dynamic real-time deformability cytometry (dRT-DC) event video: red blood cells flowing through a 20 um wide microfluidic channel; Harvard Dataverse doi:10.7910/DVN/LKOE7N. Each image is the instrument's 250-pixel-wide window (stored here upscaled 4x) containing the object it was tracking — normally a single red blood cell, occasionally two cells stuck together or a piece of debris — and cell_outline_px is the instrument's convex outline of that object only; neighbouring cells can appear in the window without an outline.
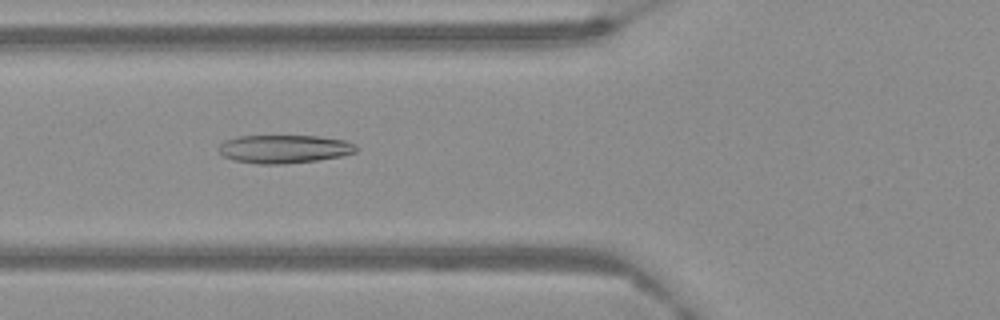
{"species": "Egyptian fruit bat (a non-hibernating species)", "species_latin": "Rousettus aegyptiacus", "temperature_condition": "warm", "stored_images_in_passage": 63, "camera_frame_rate_fps": 3000, "um_per_image_px": 0.085, "frame": {"image": 1, "passage_image": 25, "time_ms": 8.0, "image_size_px": [1000, 320], "cell_outline_px": [[360, 148], [356, 152], [340, 156], [316, 160], [284, 164], [256, 164], [236, 160], [224, 156], [220, 152], [220, 144], [224, 140], [236, 136], [316, 136], [344, 140], [356, 144]], "centroid_in_image_um": [24.18, 12.66], "position_along_channel_um": 101.6, "area_um2": 22.6}}
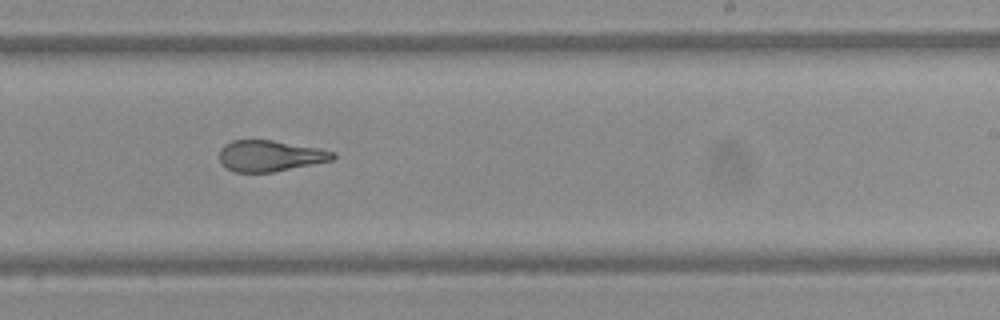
{"frame": {"image": 2, "passage_image": 40, "time_ms": 13.0, "image_size_px": [1000, 320], "cell_outline_px": [[336, 156], [332, 160], [272, 172], [236, 172], [228, 168], [220, 160], [220, 148], [224, 144], [232, 140], [272, 140], [320, 148], [336, 152]], "centroid_in_image_um": [22.97, 13.23], "position_along_channel_um": 266.0, "area_um2": 20.4}}
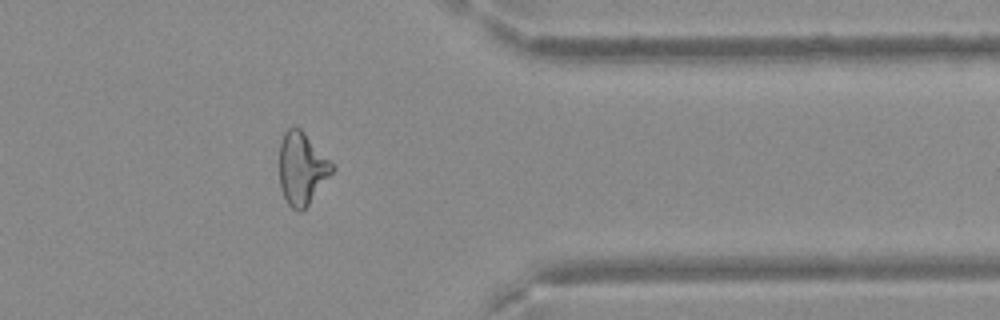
{"frame": {"image": 3, "passage_image": 52, "time_ms": 17.0, "image_size_px": [1000, 320], "cell_outline_px": [[336, 168], [308, 204], [300, 212], [296, 212], [288, 204], [280, 188], [280, 144], [284, 132], [288, 128], [300, 128], [304, 132]], "centroid_in_image_um": [25.65, 14.33], "position_along_channel_um": 385.8, "area_um2": 21.85}}